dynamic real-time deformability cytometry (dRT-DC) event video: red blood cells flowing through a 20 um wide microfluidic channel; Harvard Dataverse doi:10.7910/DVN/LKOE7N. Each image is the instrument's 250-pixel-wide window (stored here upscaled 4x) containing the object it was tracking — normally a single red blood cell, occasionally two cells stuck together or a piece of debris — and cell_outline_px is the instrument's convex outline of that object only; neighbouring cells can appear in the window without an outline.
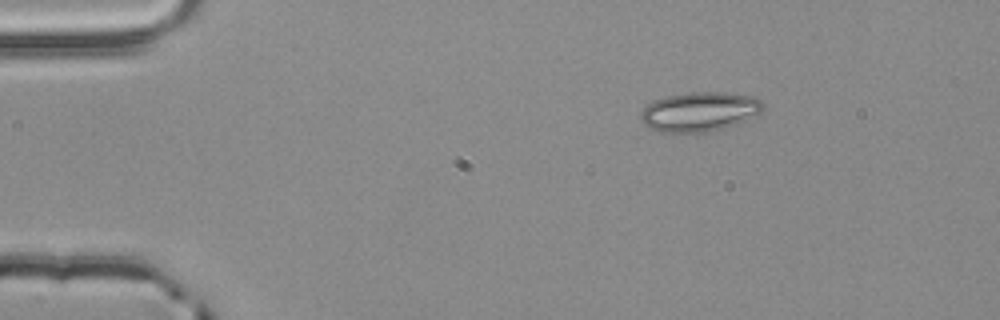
{"species": "common noctule bat (a hibernating species)", "species_latin": "Nyctalus noctula", "temperature_condition": "room temperature", "stored_images_in_passage": 10, "camera_frame_rate_fps": 3000, "um_per_image_px": 0.085, "animal": {"sex": "male", "body_mass_g": 20.4}, "frame": {"image": 1, "passage_image": 1, "time_ms": 0.0, "image_size_px": [1000, 320], "cell_outline_px": [[764, 108], [760, 112], [736, 124], [724, 128], [704, 132], [660, 132], [648, 128], [640, 120], [640, 112], [648, 104], [656, 100], [668, 96], [692, 92], [724, 92], [752, 96], [760, 100], [764, 104]], "centroid_in_image_um": [59.44, 9.49], "position_along_channel_um": 25.6, "area_um2": 27.92}}